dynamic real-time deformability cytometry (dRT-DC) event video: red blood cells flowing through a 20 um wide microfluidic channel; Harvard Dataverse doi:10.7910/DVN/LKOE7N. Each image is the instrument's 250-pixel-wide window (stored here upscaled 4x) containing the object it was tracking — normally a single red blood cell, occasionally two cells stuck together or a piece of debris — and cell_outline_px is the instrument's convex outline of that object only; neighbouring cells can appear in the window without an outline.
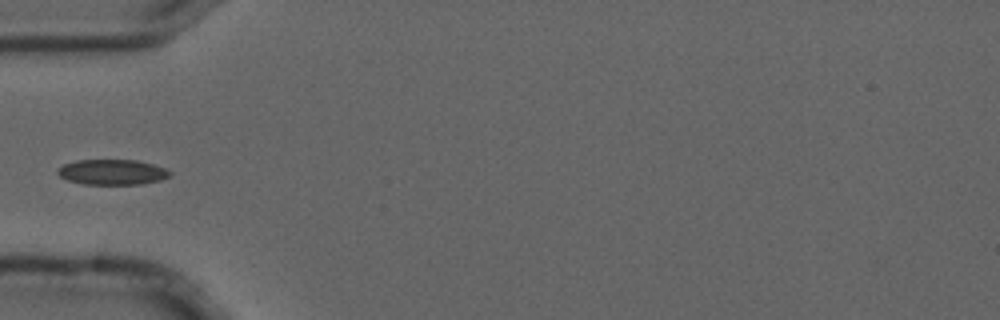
{"species": "common noctule bat (a hibernating species)", "species_latin": "Nyctalus noctula", "temperature_condition": "cold", "stored_images_in_passage": 6, "camera_frame_rate_fps": 3000, "um_per_image_px": 0.085, "animal": {"sex": "male", "forearm_length_mm": 52.5}, "frame": {"image": 1, "passage_image": 5, "time_ms": 1.333, "image_size_px": [1000, 320], "cell_outline_px": [[172, 176], [160, 180], [144, 184], [84, 184], [68, 180], [60, 176], [56, 172], [64, 164], [76, 160], [136, 160], [152, 164], [164, 168], [172, 172]], "centroid_in_image_um": [9.57, 14.63], "position_along_channel_um": 75.4, "area_um2": 16.53}}
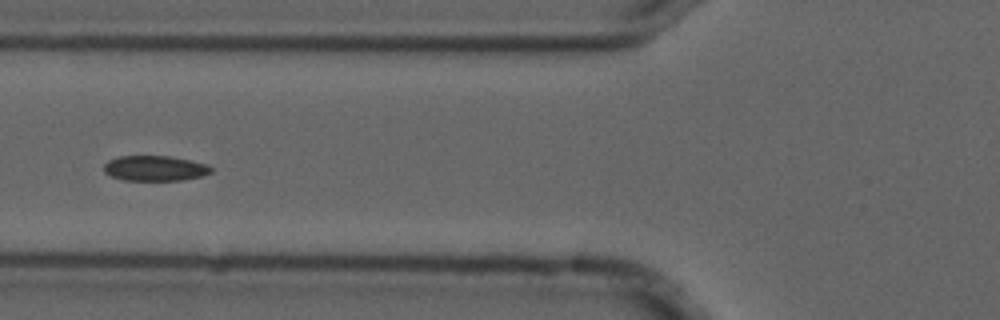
{"frame": {"image": 2, "passage_image": 6, "time_ms": 1.667, "image_size_px": [1000, 320], "cell_outline_px": [[212, 172], [204, 176], [180, 180], [124, 180], [112, 176], [104, 172], [104, 164], [108, 160], [120, 156], [168, 156], [208, 164], [212, 168]], "centroid_in_image_um": [13.18, 14.3], "position_along_channel_um": 112.6, "area_um2": 15.72}}